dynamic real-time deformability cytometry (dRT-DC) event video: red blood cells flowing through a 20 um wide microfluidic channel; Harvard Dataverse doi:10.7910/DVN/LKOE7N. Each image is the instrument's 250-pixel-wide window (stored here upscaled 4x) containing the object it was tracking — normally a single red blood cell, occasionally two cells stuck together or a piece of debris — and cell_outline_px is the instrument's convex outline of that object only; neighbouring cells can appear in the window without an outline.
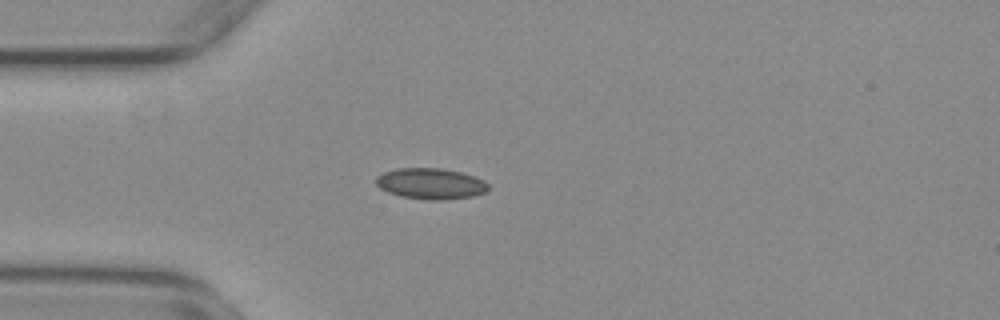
{"species": "common noctule bat (a hibernating species)", "species_latin": "Nyctalus noctula", "temperature_condition": "warm", "stored_images_in_passage": 42, "camera_frame_rate_fps": 3000, "um_per_image_px": 0.085, "animal": {"sex": "female", "body_mass_g": 29.2, "forearm_length_mm": 56.3}, "frame": {"image": 1, "passage_image": 1, "time_ms": 0.0, "image_size_px": [1000, 320], "cell_outline_px": [[488, 188], [484, 192], [472, 196], [444, 200], [432, 200], [400, 196], [388, 192], [380, 188], [376, 184], [376, 176], [384, 172], [396, 168], [440, 168], [460, 172], [484, 180], [488, 184]], "centroid_in_image_um": [36.58, 15.61], "position_along_channel_um": 48.4, "area_um2": 20.11}}
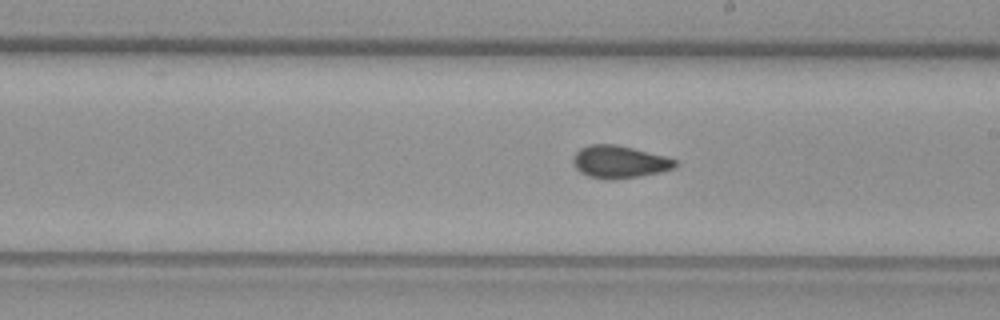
{"frame": {"image": 2, "passage_image": 17, "time_ms": 5.333, "image_size_px": [1000, 320], "cell_outline_px": [[676, 164], [672, 168], [660, 172], [640, 176], [612, 180], [588, 176], [580, 172], [576, 168], [572, 160], [572, 156], [580, 148], [588, 144], [616, 144], [664, 156], [676, 160]], "centroid_in_image_um": [52.59, 13.75], "position_along_channel_um": 236.4, "area_um2": 19.19}}
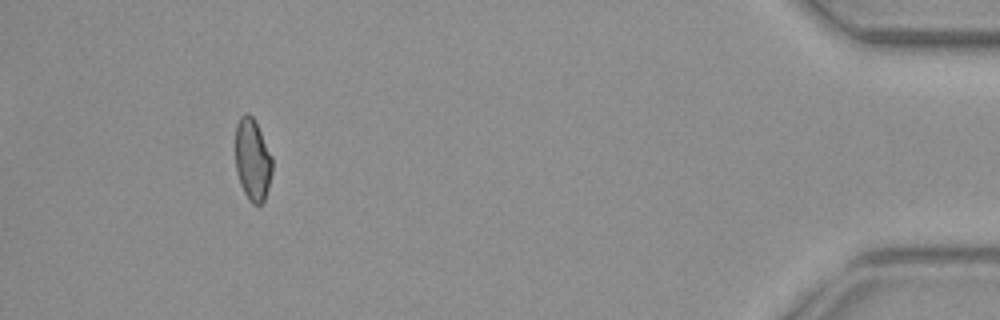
{"frame": {"image": 3, "passage_image": 37, "time_ms": 12.0, "image_size_px": [1000, 320], "cell_outline_px": [[272, 172], [268, 188], [264, 200], [260, 204], [252, 204], [248, 200], [240, 184], [236, 168], [236, 124], [240, 116], [248, 112], [256, 120], [272, 156]], "centroid_in_image_um": [21.47, 13.55], "position_along_channel_um": 413.7, "area_um2": 17.74}, "authors_computed_cell_mechanics": {"area_um2": 18.6405, "velocity_mm_per_s": 3.7391, "shape_relaxation_time_tau1_ms": null, "shape_relaxation_time_tau2_ms": 1.7359, "deformation_change_tau1": null, "deformation_change_tau2": 0.0714}}